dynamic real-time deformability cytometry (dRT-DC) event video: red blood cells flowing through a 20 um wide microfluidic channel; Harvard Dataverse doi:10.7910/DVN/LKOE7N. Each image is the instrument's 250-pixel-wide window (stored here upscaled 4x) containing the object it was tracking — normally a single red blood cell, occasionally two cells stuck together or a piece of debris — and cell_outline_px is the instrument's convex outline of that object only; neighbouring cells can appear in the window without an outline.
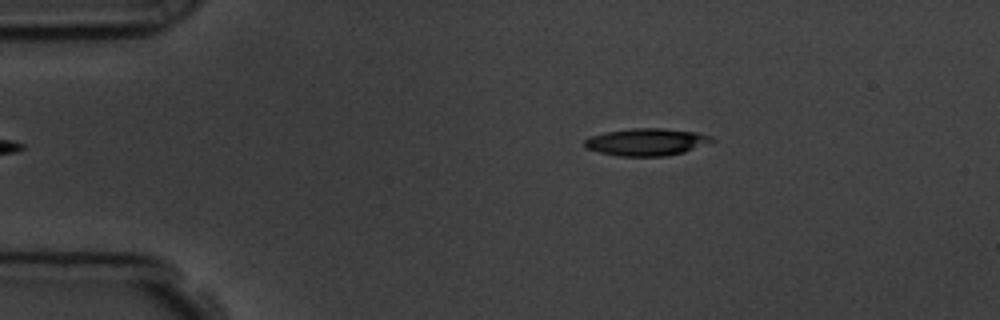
{"species": "common noctule bat (a hibernating species)", "species_latin": "Nyctalus noctula", "temperature_condition": "room temperature", "stored_images_in_passage": 47, "camera_frame_rate_fps": 3000, "um_per_image_px": 0.085, "animal": {"sex": "male", "body_mass_g": 19.5, "forearm_length_mm": 54.6}, "frame": {"image": 1, "passage_image": 1, "time_ms": 0.0, "image_size_px": [1000, 320], "cell_outline_px": [[716, 140], [684, 152], [668, 156], [620, 156], [600, 152], [584, 148], [584, 140], [592, 136], [604, 132], [632, 128], [660, 128], [696, 132], [712, 136]], "centroid_in_image_um": [54.95, 12.07], "position_along_channel_um": 30.1, "area_um2": 20.17}}
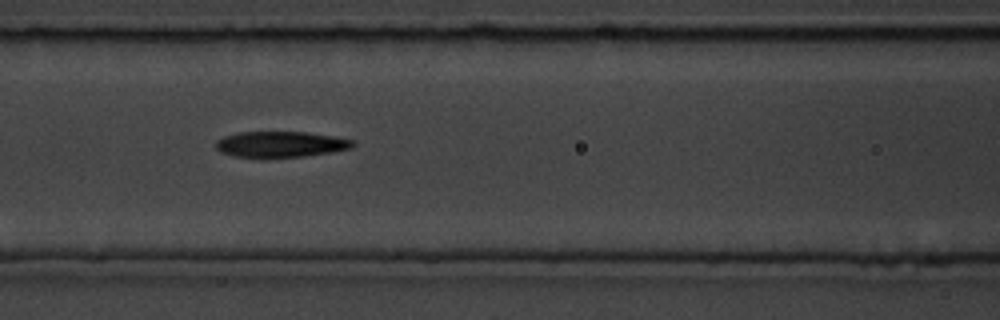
{"frame": {"image": 2, "passage_image": 15, "time_ms": 4.667, "image_size_px": [1000, 320], "cell_outline_px": [[356, 144], [352, 148], [332, 152], [304, 156], [264, 160], [236, 156], [220, 152], [216, 148], [216, 140], [224, 136], [240, 132], [304, 132], [332, 136], [352, 140]], "centroid_in_image_um": [23.81, 12.3], "position_along_channel_um": 142.8, "area_um2": 21.15}}
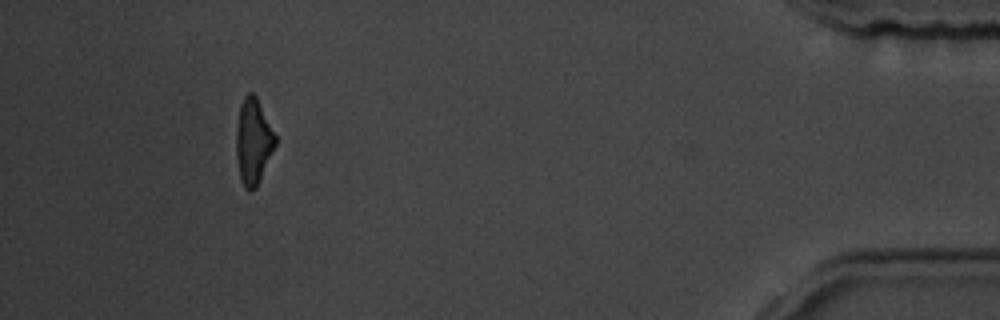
{"frame": {"image": 3, "passage_image": 43, "time_ms": 14.0, "image_size_px": [1000, 320], "cell_outline_px": [[276, 144], [256, 188], [248, 192], [244, 188], [240, 176], [236, 156], [236, 124], [240, 104], [244, 96], [248, 92], [252, 92], [256, 96], [276, 136]], "centroid_in_image_um": [21.51, 12.01], "position_along_channel_um": 413.7, "area_um2": 19.48}, "authors_computed_cell_mechanics": {"area_um2": 20.6346, "velocity_mm_per_s": 3.5951, "shape_relaxation_time_tau1_ms": 3.2558, "shape_relaxation_time_tau2_ms": 4.7329, "deformation_change_tau1": 0.1374, "deformation_change_tau2": 0.1647}}